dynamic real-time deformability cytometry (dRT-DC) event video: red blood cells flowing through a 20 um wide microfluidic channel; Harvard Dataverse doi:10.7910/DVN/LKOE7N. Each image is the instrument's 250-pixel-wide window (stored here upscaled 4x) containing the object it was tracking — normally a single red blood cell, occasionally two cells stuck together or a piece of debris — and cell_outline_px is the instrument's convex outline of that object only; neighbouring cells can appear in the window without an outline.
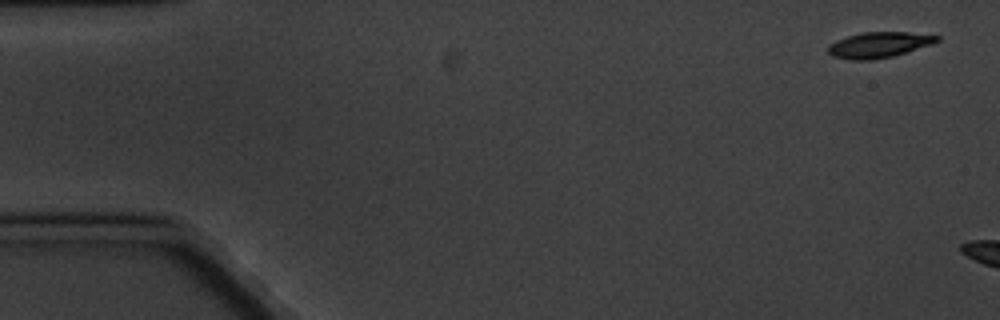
{"species": "common noctule bat (a hibernating species)", "species_latin": "Nyctalus noctula", "temperature_condition": "cold", "stored_images_in_passage": 3, "camera_frame_rate_fps": 3000, "um_per_image_px": 0.085, "animal": {"sex": "male", "body_mass_g": 20.1, "forearm_length_mm": 53.5}, "frame": {"image": 1, "passage_image": 1, "time_ms": 0.0, "image_size_px": [1000, 320], "cell_outline_px": [[940, 40], [932, 44], [892, 56], [872, 60], [852, 60], [832, 56], [828, 52], [828, 44], [836, 40], [860, 32], [908, 32], [940, 36]], "centroid_in_image_um": [74.68, 3.81], "position_along_channel_um": 10.3, "area_um2": 16.24}}